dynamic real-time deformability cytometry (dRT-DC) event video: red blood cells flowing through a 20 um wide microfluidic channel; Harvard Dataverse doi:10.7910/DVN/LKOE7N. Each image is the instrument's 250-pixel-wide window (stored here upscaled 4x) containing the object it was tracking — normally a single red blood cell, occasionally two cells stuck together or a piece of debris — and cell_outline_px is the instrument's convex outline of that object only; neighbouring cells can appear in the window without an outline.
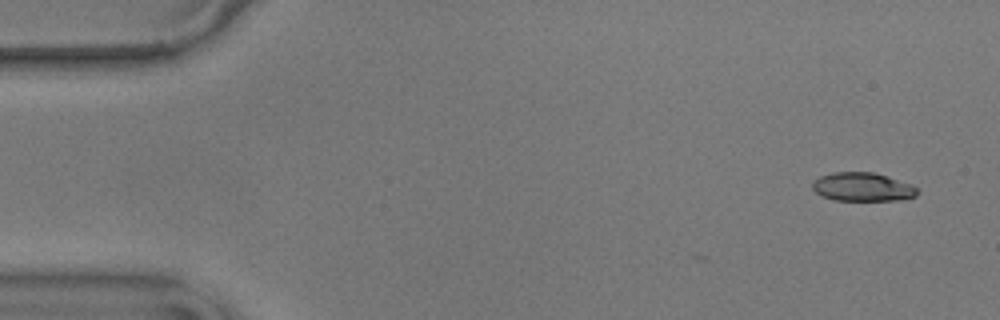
{"species": "common noctule bat (a hibernating species)", "species_latin": "Nyctalus noctula", "temperature_condition": "warm", "stored_images_in_passage": 9, "camera_frame_rate_fps": 3000, "um_per_image_px": 0.085, "animal": {"sex": "male", "body_mass_g": 17.9}, "frame": {"image": 1, "passage_image": 1, "time_ms": 0.0, "image_size_px": [1000, 320], "cell_outline_px": [[920, 192], [916, 196], [900, 200], [832, 200], [816, 192], [812, 188], [812, 180], [820, 176], [832, 172], [872, 172], [912, 184]], "centroid_in_image_um": [73.31, 15.89], "position_along_channel_um": 11.7, "area_um2": 17.51}}